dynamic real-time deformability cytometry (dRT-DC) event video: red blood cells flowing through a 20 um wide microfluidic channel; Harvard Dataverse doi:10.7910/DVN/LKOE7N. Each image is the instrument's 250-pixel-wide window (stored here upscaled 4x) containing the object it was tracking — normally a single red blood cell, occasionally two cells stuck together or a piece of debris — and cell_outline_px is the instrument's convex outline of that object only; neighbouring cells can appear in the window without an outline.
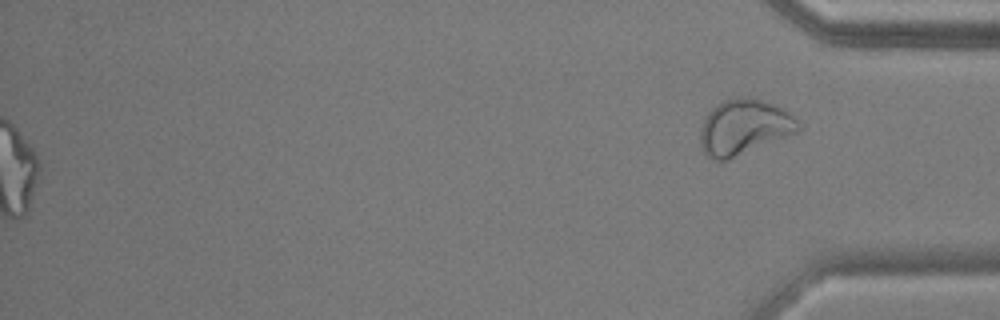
{"species": "common noctule bat (a hibernating species)", "species_latin": "Nyctalus noctula", "temperature_condition": "warm", "stored_images_in_passage": 53, "segment_of_instrument_passage": [2, 2], "camera_frame_rate_fps": 3000, "um_per_image_px": 0.085, "animal": {"sex": "male", "body_mass_g": 17.9, "forearm_length_mm": 54.2}, "frame": {"image": 1, "passage_image": 53, "time_ms": 17.333, "image_size_px": [1000, 320], "cell_outline_px": [[800, 128], [796, 132], [728, 160], [712, 160], [704, 152], [700, 144], [700, 128], [708, 112], [716, 104], [724, 100], [736, 96], [760, 100], [784, 108], [800, 124]], "centroid_in_image_um": [63.2, 10.81], "position_along_channel_um": 372.0, "area_um2": 31.27}}